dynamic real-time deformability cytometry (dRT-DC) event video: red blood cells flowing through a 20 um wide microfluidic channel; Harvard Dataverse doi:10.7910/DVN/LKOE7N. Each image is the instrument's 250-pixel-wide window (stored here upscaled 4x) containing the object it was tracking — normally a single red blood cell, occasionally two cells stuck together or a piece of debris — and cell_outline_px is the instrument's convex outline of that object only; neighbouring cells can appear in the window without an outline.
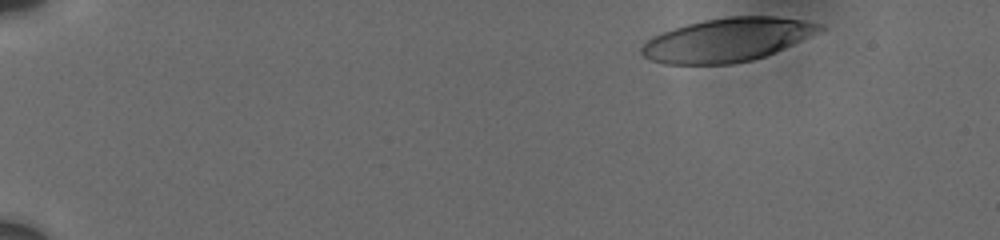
{"species": "human", "species_latin": "Homo sapiens", "temperature_condition": "cold", "stored_images_in_passage": 5, "camera_frame_rate_fps": 3000, "um_per_image_px": 0.085, "donor": {"sex": "male"}, "frame": {"image": 1, "passage_image": 1, "time_ms": 0.0, "image_size_px": [1000, 240], "cell_outline_px": [[828, 28], [792, 44], [764, 56], [752, 60], [732, 64], [664, 64], [652, 60], [644, 56], [640, 52], [640, 48], [652, 36], [688, 24], [704, 20], [728, 16], [776, 16], [800, 20], [820, 24]], "centroid_in_image_um": [61.81, 3.39], "position_along_channel_um": 23.2, "area_um2": 44.74}}